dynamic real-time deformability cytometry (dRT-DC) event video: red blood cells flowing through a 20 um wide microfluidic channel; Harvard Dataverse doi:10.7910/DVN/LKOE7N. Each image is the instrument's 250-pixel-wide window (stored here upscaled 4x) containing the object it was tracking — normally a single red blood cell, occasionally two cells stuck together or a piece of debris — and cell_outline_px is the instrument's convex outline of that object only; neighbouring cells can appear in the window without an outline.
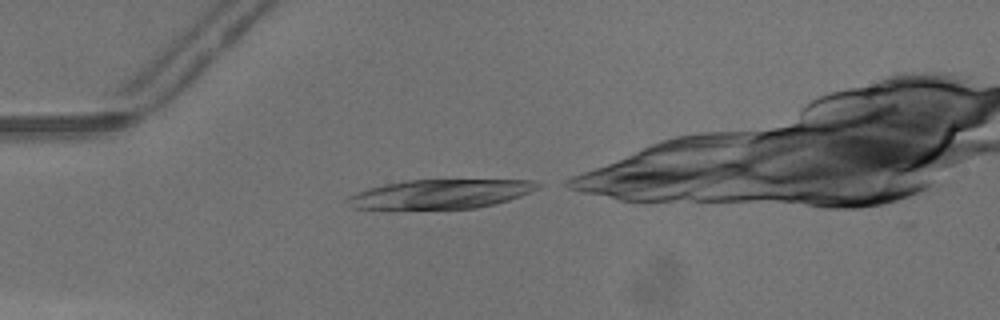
{"species": "common noctule bat (a hibernating species)", "species_latin": "Nyctalus noctula", "temperature_condition": "warm", "stored_images_in_passage": 6, "camera_frame_rate_fps": 3000, "um_per_image_px": 0.085, "animal": {"sex": "male", "body_mass_g": 13.3}, "frame": {"image": 1, "passage_image": 1, "time_ms": 0.0, "image_size_px": [1000, 320], "cell_outline_px": [[540, 184], [536, 188], [520, 196], [496, 204], [476, 208], [392, 212], [352, 208], [344, 200], [348, 196], [356, 192], [368, 188], [384, 184], [408, 180], [532, 180]], "centroid_in_image_um": [37.25, 16.55], "position_along_channel_um": 47.7, "area_um2": 33.7}}